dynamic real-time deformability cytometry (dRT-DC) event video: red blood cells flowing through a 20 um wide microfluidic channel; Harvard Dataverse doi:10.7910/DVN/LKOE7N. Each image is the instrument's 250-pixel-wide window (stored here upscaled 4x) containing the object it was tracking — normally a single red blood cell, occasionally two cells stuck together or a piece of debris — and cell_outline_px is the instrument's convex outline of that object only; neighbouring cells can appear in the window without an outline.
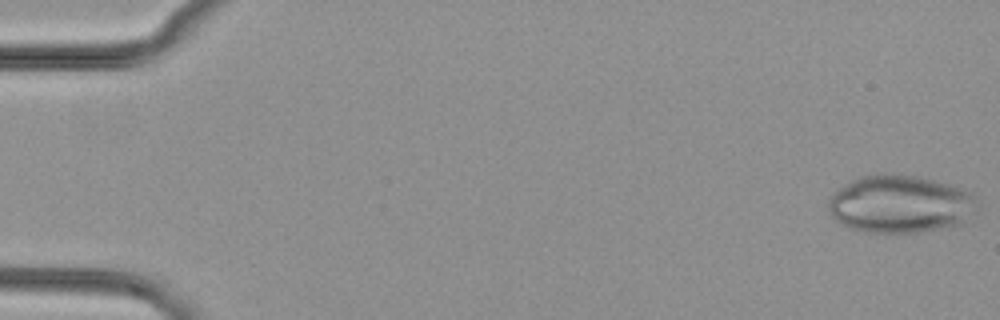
{"species": "common noctule bat (a hibernating species)", "species_latin": "Nyctalus noctula", "temperature_condition": "cold", "stored_images_in_passage": 45, "camera_frame_rate_fps": 3000, "um_per_image_px": 0.085, "animal": {"sex": "female", "body_mass_g": 29.2, "forearm_length_mm": 56.3}, "frame": {"image": 1, "passage_image": 1, "time_ms": 0.0, "image_size_px": [1000, 320], "cell_outline_px": [[976, 200], [960, 224], [940, 228], [916, 232], [864, 232], [848, 228], [840, 224], [828, 212], [828, 200], [844, 184], [860, 176], [880, 172], [892, 172], [916, 176], [952, 184], [964, 188], [972, 192]], "centroid_in_image_um": [76.43, 17.31], "position_along_channel_um": 8.6, "area_um2": 49.94}}
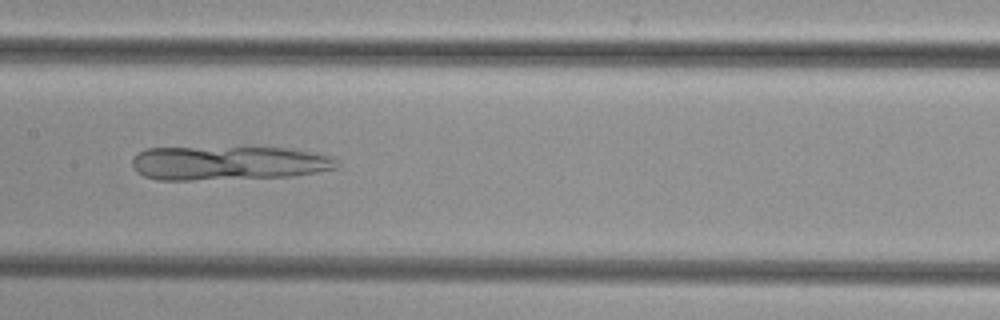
{"frame": {"image": 2, "passage_image": 26, "time_ms": 8.333, "image_size_px": [1000, 320], "cell_outline_px": [[340, 168], [292, 176], [192, 180], [160, 180], [144, 176], [136, 172], [132, 168], [132, 160], [144, 148], [288, 148], [328, 156], [336, 160], [340, 164]], "centroid_in_image_um": [19.39, 13.87], "position_along_channel_um": 188.0, "area_um2": 40.34}}
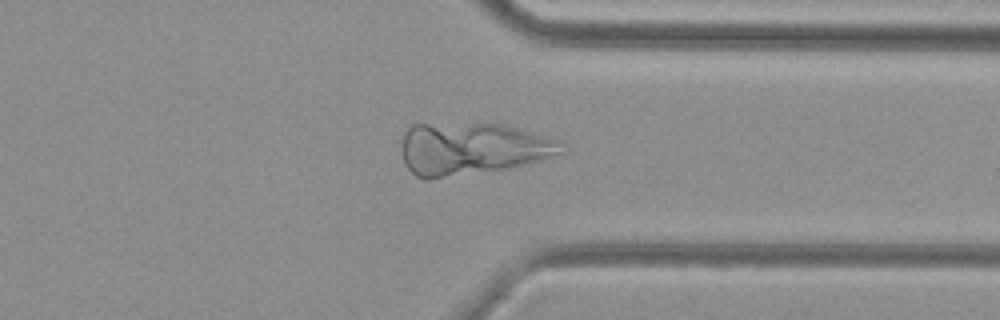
{"frame": {"image": 3, "passage_image": 40, "time_ms": 13.0, "image_size_px": [1000, 320], "cell_outline_px": [[564, 152], [528, 164], [504, 168], [428, 180], [424, 180], [416, 176], [408, 168], [404, 160], [400, 148], [404, 136], [408, 128], [412, 124], [500, 124], [516, 128], [544, 136], [556, 140]], "centroid_in_image_um": [40.05, 12.65], "position_along_channel_um": 371.4, "area_um2": 47.97}}